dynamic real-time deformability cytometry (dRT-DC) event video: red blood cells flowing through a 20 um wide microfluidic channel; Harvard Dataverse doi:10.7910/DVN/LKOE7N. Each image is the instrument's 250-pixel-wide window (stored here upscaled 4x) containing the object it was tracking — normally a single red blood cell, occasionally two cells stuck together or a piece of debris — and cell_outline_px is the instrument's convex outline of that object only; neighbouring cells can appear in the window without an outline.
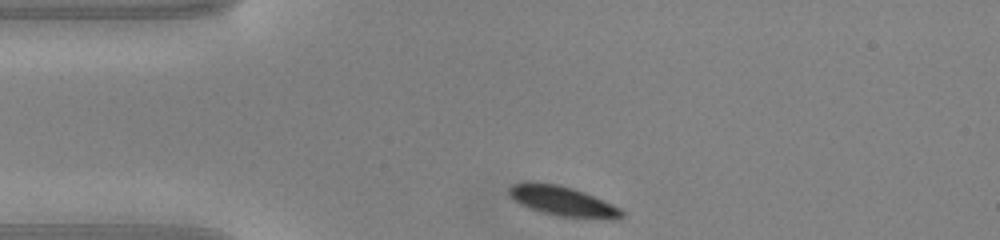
{"species": "common noctule bat (a hibernating species)", "species_latin": "Nyctalus noctula", "temperature_condition": "warm", "stored_images_in_passage": 33, "camera_frame_rate_fps": 3000, "um_per_image_px": 0.085, "animal": {"sex": "male", "body_mass_g": 20.0, "forearm_length_mm": 53.3}, "frame": {"image": 1, "passage_image": 1, "time_ms": 0.0, "image_size_px": [1000, 240], "cell_outline_px": [[624, 216], [620, 220], [608, 220], [560, 216], [528, 208], [520, 204], [508, 196], [508, 188], [512, 184], [556, 184], [584, 192], [612, 204], [620, 208], [624, 212]], "centroid_in_image_um": [47.91, 17.15], "position_along_channel_um": 37.1, "area_um2": 19.31}}
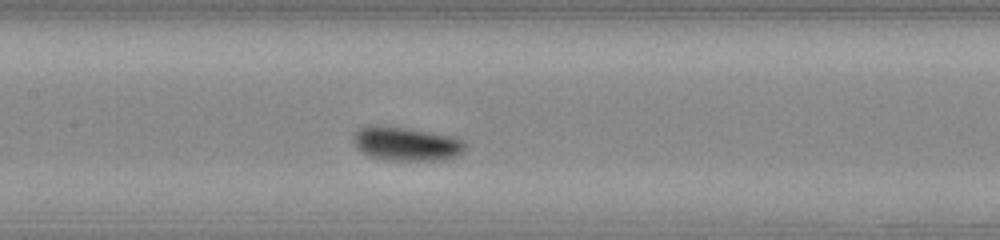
{"frame": {"image": 2, "passage_image": 13, "time_ms": 4.0, "image_size_px": [1000, 240], "cell_outline_px": [[464, 148], [456, 156], [444, 160], [384, 160], [372, 156], [356, 148], [352, 136], [360, 128], [372, 124], [380, 124], [408, 128], [448, 136], [464, 140]], "centroid_in_image_um": [34.48, 12.21], "position_along_channel_um": 172.9, "area_um2": 21.91}}
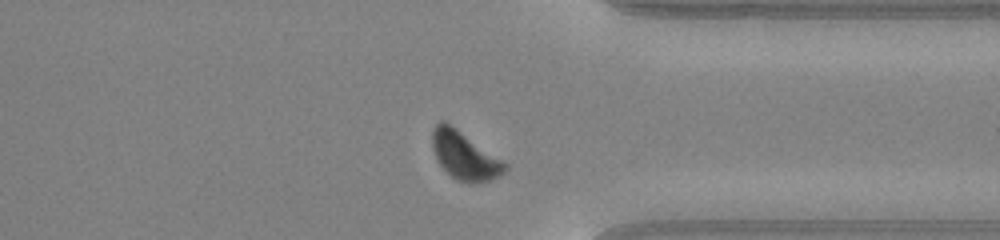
{"frame": {"image": 3, "passage_image": 28, "time_ms": 9.0, "image_size_px": [1000, 240], "cell_outline_px": [[508, 168], [504, 172], [488, 180], [468, 184], [456, 180], [436, 160], [432, 148], [432, 128], [440, 120], [444, 120], [456, 128], [508, 164]], "centroid_in_image_um": [39.45, 13.21], "position_along_channel_um": 371.9, "area_um2": 20.11}, "authors_computed_cell_mechanics": {"area_um2": 20.7502, "velocity_mm_per_s": 4.0655, "shape_relaxation_time_tau1_ms": 1.7989, "shape_relaxation_time_tau2_ms": null, "deformation_change_tau1": 0.1127, "deformation_change_tau2": null}}